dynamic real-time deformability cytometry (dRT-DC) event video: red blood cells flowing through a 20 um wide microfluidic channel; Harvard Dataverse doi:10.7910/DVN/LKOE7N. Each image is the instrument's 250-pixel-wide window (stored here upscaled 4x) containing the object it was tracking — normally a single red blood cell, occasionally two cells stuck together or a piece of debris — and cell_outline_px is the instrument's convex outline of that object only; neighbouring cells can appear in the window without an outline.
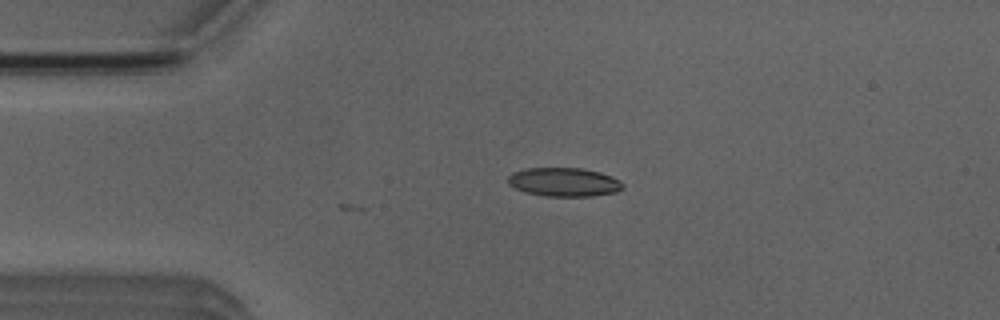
{"species": "Egyptian fruit bat (a non-hibernating species)", "species_latin": "Rousettus aegyptiacus", "temperature_condition": "room temperature", "stored_images_in_passage": 2, "camera_frame_rate_fps": 3000, "um_per_image_px": 0.085, "animal": {"sex": "male"}, "frame": {"image": 1, "passage_image": 1, "time_ms": 0.0, "image_size_px": [1000, 320], "cell_outline_px": [[624, 188], [616, 192], [588, 196], [544, 196], [524, 192], [508, 184], [508, 176], [512, 172], [528, 168], [580, 168], [600, 172], [612, 176], [620, 180], [624, 184]], "centroid_in_image_um": [47.95, 15.47], "position_along_channel_um": 37.1, "area_um2": 19.31}}